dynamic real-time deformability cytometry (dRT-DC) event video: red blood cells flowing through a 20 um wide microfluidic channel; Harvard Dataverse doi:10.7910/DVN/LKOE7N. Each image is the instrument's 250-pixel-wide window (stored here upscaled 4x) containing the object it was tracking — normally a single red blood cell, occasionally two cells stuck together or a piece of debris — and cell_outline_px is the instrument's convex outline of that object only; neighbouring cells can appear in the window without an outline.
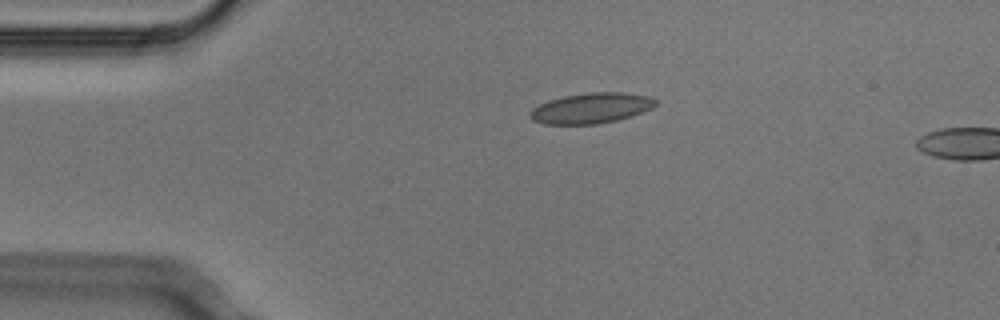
{"species": "Egyptian fruit bat (a non-hibernating species)", "species_latin": "Rousettus aegyptiacus", "temperature_condition": "cold", "stored_images_in_passage": 2, "camera_frame_rate_fps": 3000, "um_per_image_px": 0.085, "animal": {"sex": "male"}, "frame": {"image": 1, "passage_image": 1, "time_ms": 0.0, "image_size_px": [1000, 320], "cell_outline_px": [[656, 104], [652, 108], [616, 120], [600, 124], [544, 124], [532, 120], [528, 116], [528, 112], [532, 108], [548, 100], [564, 96], [588, 92], [624, 92], [648, 96], [656, 100]], "centroid_in_image_um": [50.19, 9.19], "position_along_channel_um": 34.8, "area_um2": 22.25}}